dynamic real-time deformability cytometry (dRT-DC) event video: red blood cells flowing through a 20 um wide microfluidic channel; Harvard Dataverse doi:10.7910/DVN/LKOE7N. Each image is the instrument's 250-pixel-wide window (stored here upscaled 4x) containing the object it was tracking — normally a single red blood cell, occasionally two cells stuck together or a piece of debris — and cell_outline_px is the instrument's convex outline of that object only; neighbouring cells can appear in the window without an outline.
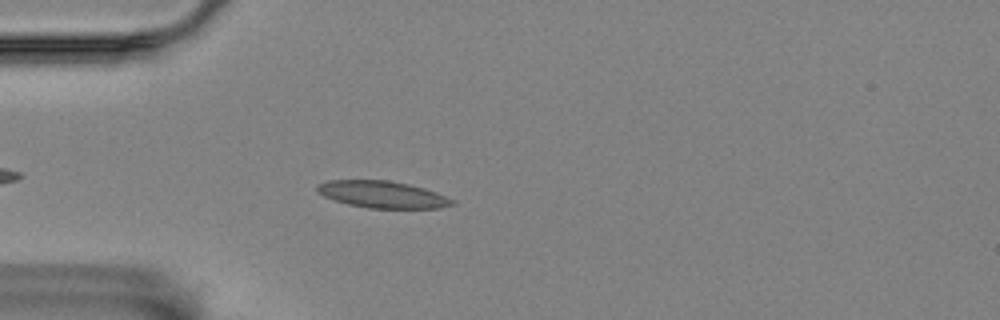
{"species": "Egyptian fruit bat (a non-hibernating species)", "species_latin": "Rousettus aegyptiacus", "temperature_condition": "room temperature", "stored_images_in_passage": 32, "camera_frame_rate_fps": 3000, "um_per_image_px": 0.085, "animal": {"sex": "female"}, "frame": {"image": 1, "passage_image": 1, "time_ms": 0.0, "image_size_px": [1000, 320], "cell_outline_px": [[456, 204], [440, 208], [368, 208], [348, 204], [324, 196], [316, 192], [316, 184], [328, 180], [388, 180], [408, 184], [424, 188], [436, 192], [456, 200]], "centroid_in_image_um": [32.52, 16.53], "position_along_channel_um": 52.5, "area_um2": 21.27}}
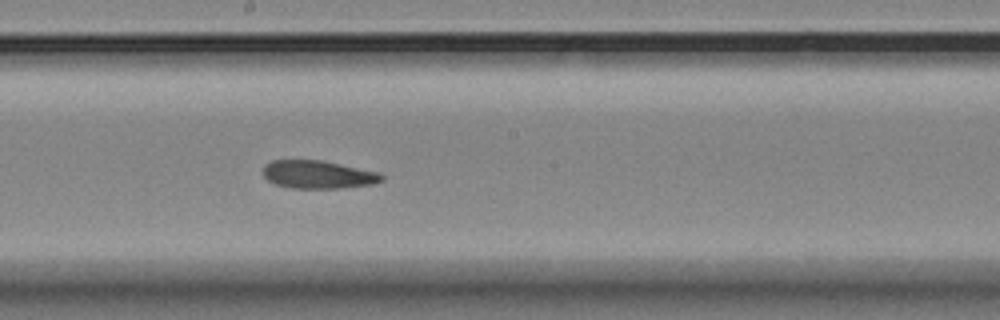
{"frame": {"image": 2, "passage_image": 16, "time_ms": 5.0, "image_size_px": [1000, 320], "cell_outline_px": [[384, 180], [372, 184], [340, 188], [288, 188], [276, 184], [268, 180], [264, 176], [264, 164], [272, 160], [320, 160], [380, 172], [384, 176]], "centroid_in_image_um": [27.04, 14.83], "position_along_channel_um": 221.2, "area_um2": 19.36}}
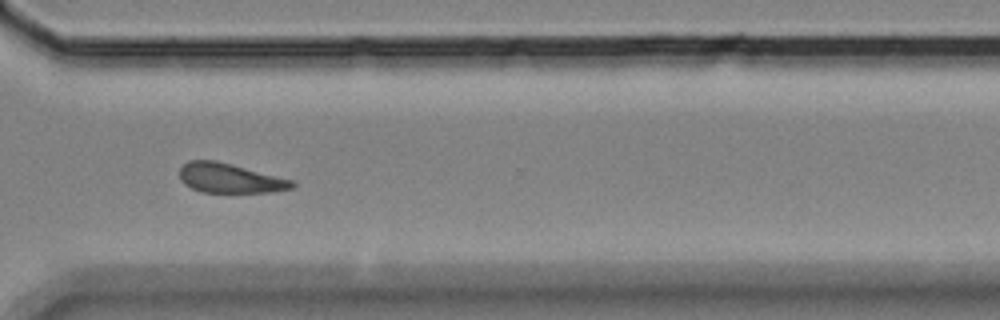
{"frame": {"image": 3, "passage_image": 27, "time_ms": 8.667, "image_size_px": [1000, 320], "cell_outline_px": [[296, 184], [292, 188], [272, 192], [200, 192], [184, 184], [180, 180], [180, 168], [188, 160], [216, 160], [232, 164], [292, 180]], "centroid_in_image_um": [19.51, 15.14], "position_along_channel_um": 351.1, "area_um2": 19.31}}